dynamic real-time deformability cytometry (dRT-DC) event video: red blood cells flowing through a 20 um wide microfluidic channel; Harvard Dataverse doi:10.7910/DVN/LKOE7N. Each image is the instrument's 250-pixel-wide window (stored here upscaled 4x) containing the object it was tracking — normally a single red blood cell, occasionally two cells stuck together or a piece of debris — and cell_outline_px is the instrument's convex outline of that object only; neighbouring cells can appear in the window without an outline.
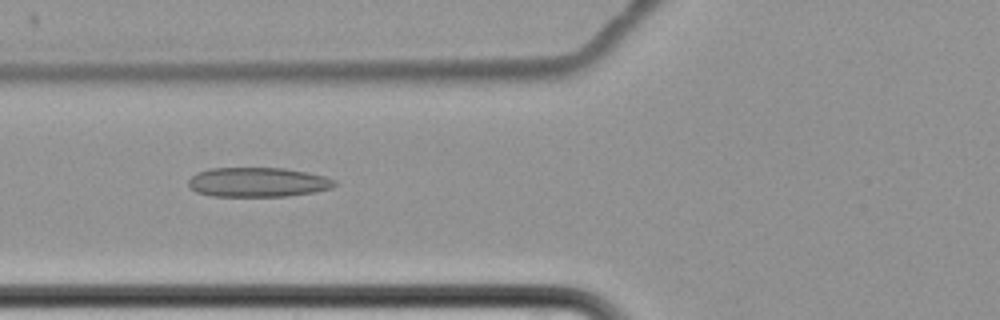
{"species": "common noctule bat (a hibernating species)", "species_latin": "Nyctalus noctula", "temperature_condition": "cold", "stored_images_in_passage": 8, "camera_frame_rate_fps": 3000, "um_per_image_px": 0.085, "animal": {"sex": "female", "body_mass_g": 22.7, "forearm_length_mm": 54.2}, "frame": {"image": 1, "passage_image": 8, "time_ms": 8.333, "image_size_px": [1000, 320], "cell_outline_px": [[336, 184], [332, 188], [316, 192], [288, 196], [212, 196], [196, 192], [188, 184], [188, 180], [196, 172], [208, 168], [284, 168], [308, 172], [324, 176], [336, 180]], "centroid_in_image_um": [21.92, 15.48], "position_along_channel_um": 103.9, "area_um2": 25.32}}